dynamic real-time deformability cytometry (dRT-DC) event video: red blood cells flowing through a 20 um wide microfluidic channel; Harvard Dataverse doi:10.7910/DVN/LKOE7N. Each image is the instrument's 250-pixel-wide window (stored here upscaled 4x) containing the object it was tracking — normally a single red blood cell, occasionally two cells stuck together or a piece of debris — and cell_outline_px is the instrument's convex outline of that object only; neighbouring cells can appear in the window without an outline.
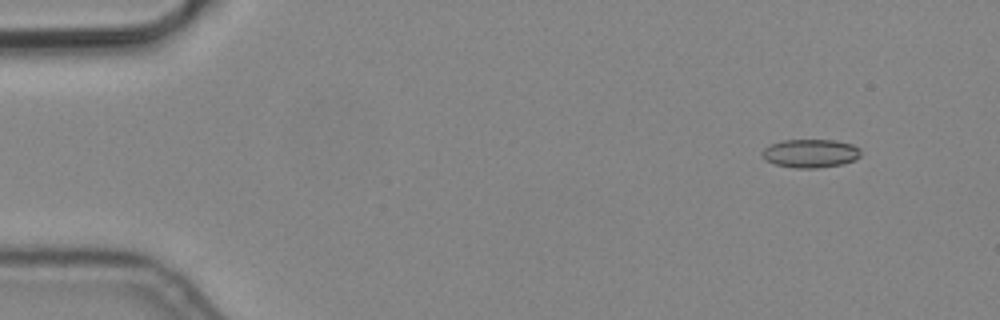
{"species": "common noctule bat (a hibernating species)", "species_latin": "Nyctalus noctula", "temperature_condition": "cold", "stored_images_in_passage": 5, "camera_frame_rate_fps": 3000, "um_per_image_px": 0.085, "animal": {"sex": "male", "body_mass_g": 19.2, "forearm_length_mm": 51.8}, "frame": {"image": 1, "passage_image": 2, "time_ms": 0.333, "image_size_px": [1000, 320], "cell_outline_px": [[860, 156], [856, 160], [844, 164], [816, 168], [792, 168], [776, 164], [764, 160], [764, 148], [772, 144], [784, 140], [836, 140], [852, 144], [860, 148]], "centroid_in_image_um": [68.94, 13.04], "position_along_channel_um": 16.1, "area_um2": 16.36}}
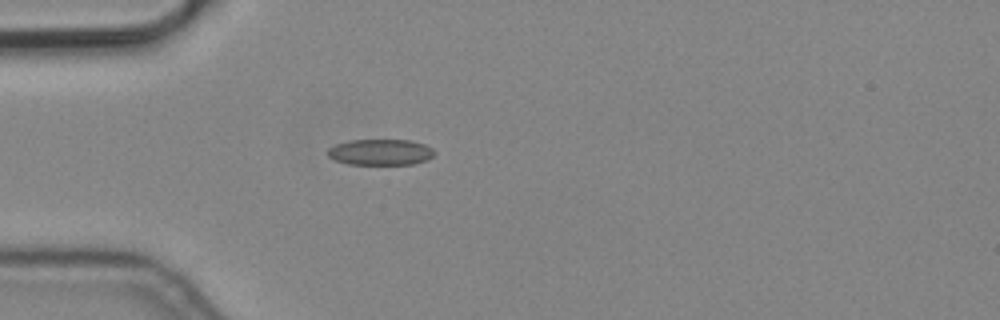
{"frame": {"image": 2, "passage_image": 5, "time_ms": 1.333, "image_size_px": [1000, 320], "cell_outline_px": [[436, 152], [428, 160], [412, 164], [348, 164], [336, 160], [328, 156], [328, 148], [336, 144], [348, 140], [408, 140], [424, 144], [432, 148]], "centroid_in_image_um": [32.35, 12.93], "position_along_channel_um": 52.7, "area_um2": 16.13}}